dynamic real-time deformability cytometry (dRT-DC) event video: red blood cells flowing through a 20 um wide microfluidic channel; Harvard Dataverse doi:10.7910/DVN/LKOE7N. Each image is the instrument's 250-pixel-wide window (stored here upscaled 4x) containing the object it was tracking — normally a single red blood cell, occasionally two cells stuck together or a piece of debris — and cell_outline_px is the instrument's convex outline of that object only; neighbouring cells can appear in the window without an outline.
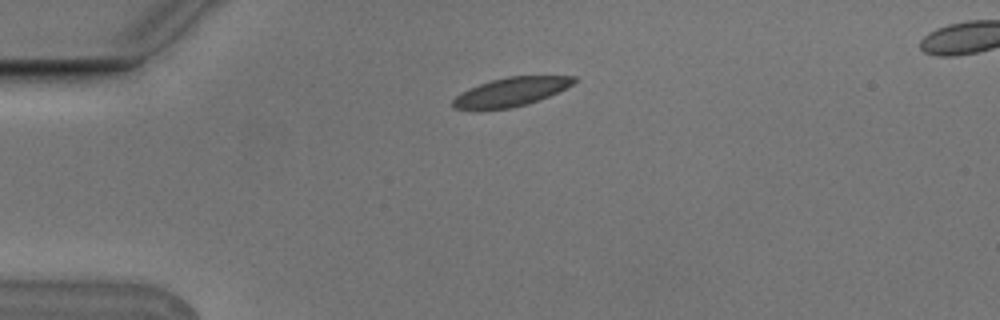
{"species": "Egyptian fruit bat (a non-hibernating species)", "species_latin": "Rousettus aegyptiacus", "temperature_condition": "cold", "stored_images_in_passage": 3, "camera_frame_rate_fps": 3000, "um_per_image_px": 0.085, "animal": {"sex": "male"}, "frame": {"image": 1, "passage_image": 1, "time_ms": 0.0, "image_size_px": [1000, 320], "cell_outline_px": [[576, 80], [572, 84], [548, 96], [528, 104], [512, 108], [452, 108], [452, 100], [460, 92], [468, 88], [492, 80], [508, 76], [576, 76]], "centroid_in_image_um": [43.42, 7.79], "position_along_channel_um": 41.6, "area_um2": 19.83}}